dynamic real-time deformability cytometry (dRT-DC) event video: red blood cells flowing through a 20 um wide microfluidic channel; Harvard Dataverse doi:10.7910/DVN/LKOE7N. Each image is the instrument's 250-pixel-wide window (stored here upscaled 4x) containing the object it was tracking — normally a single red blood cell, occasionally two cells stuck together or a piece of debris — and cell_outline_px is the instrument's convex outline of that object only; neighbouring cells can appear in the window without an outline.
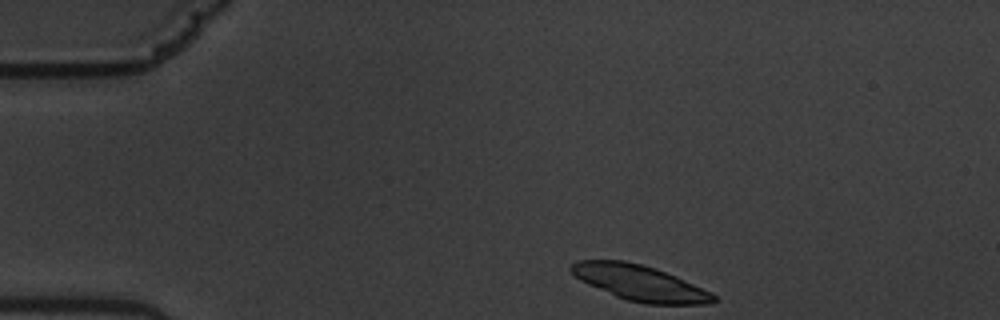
{"species": "common noctule bat (a hibernating species)", "species_latin": "Nyctalus noctula", "temperature_condition": "warm", "stored_images_in_passage": 48, "camera_frame_rate_fps": 3000, "um_per_image_px": 0.085, "animal": {"sex": "male", "body_mass_g": 19.5, "forearm_length_mm": 54.6}, "frame": {"image": 1, "passage_image": 1, "time_ms": 0.0, "image_size_px": [1000, 320], "cell_outline_px": [[720, 300], [712, 304], [644, 304], [628, 300], [616, 296], [588, 284], [580, 280], [568, 268], [576, 260], [624, 260], [656, 268], [676, 276], [712, 292]], "centroid_in_image_um": [54.43, 24.05], "position_along_channel_um": 30.6, "area_um2": 29.54}}